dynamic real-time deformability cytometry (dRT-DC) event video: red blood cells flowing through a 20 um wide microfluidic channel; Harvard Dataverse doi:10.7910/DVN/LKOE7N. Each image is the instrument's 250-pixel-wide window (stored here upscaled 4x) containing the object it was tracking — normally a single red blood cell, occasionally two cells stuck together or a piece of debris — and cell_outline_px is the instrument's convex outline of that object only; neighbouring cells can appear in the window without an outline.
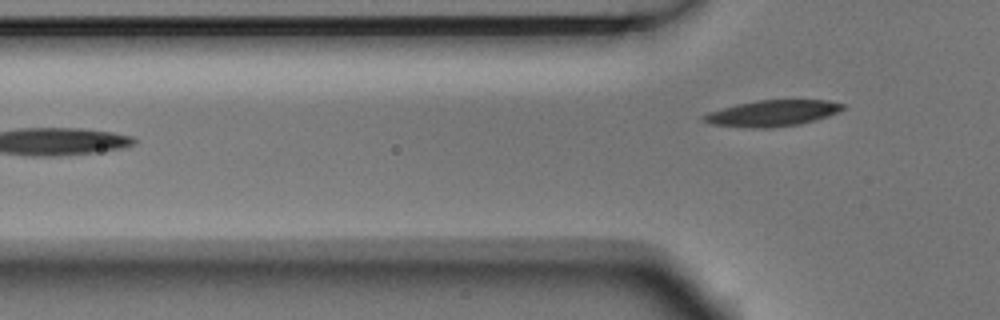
{"species": "Egyptian fruit bat (a non-hibernating species)", "species_latin": "Rousettus aegyptiacus", "temperature_condition": "room temperature", "stored_images_in_passage": 6, "camera_frame_rate_fps": 3000, "um_per_image_px": 0.085, "animal": {"sex": "male"}, "frame": {"image": 1, "passage_image": 6, "time_ms": 1.667, "image_size_px": [1000, 320], "cell_outline_px": [[844, 108], [840, 112], [828, 116], [800, 124], [772, 128], [752, 128], [712, 124], [700, 120], [700, 116], [708, 112], [736, 104], [756, 100], [828, 100], [844, 104]], "centroid_in_image_um": [65.63, 9.62], "position_along_channel_um": 60.2, "area_um2": 21.33}}